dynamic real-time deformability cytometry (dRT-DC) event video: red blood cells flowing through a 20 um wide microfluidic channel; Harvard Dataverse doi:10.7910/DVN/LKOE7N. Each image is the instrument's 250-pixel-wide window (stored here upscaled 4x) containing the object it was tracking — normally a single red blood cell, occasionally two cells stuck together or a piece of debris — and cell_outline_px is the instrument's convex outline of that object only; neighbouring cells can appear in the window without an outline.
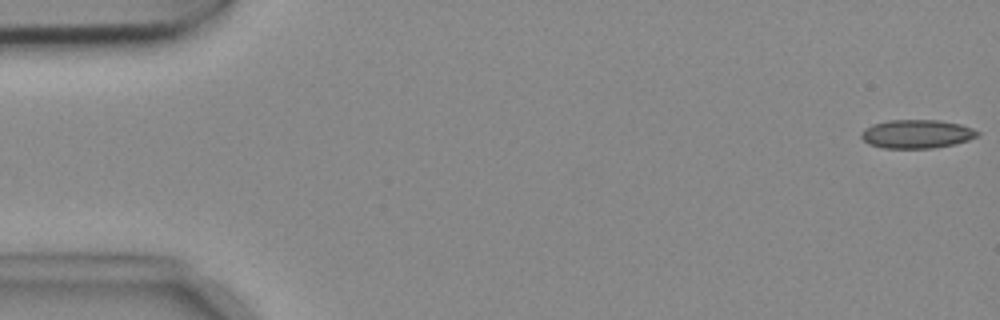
{"species": "common noctule bat (a hibernating species)", "species_latin": "Nyctalus noctula", "temperature_condition": "cold", "stored_images_in_passage": 54, "camera_frame_rate_fps": 3000, "um_per_image_px": 0.085, "animal": {"sex": "female", "body_mass_g": 18.4}, "frame": {"image": 1, "passage_image": 1, "time_ms": 0.0, "image_size_px": [1000, 320], "cell_outline_px": [[980, 136], [956, 144], [932, 148], [880, 148], [868, 144], [860, 136], [860, 132], [864, 128], [872, 124], [888, 120], [940, 120], [960, 124], [972, 128], [980, 132]], "centroid_in_image_um": [77.91, 11.39], "position_along_channel_um": 7.1, "area_um2": 19.65}}
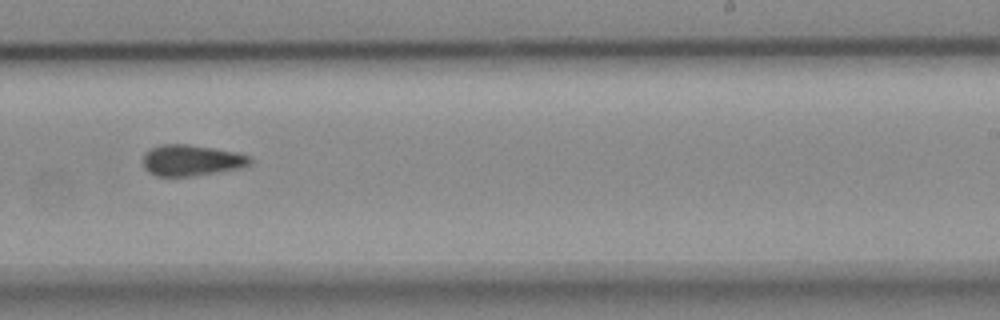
{"frame": {"image": 2, "passage_image": 33, "time_ms": 10.667, "image_size_px": [1000, 320], "cell_outline_px": [[252, 160], [248, 168], [196, 176], [156, 176], [148, 172], [144, 168], [144, 156], [152, 148], [164, 144], [184, 144], [212, 148], [252, 156]], "centroid_in_image_um": [16.35, 13.66], "position_along_channel_um": 272.7, "area_um2": 19.48}}
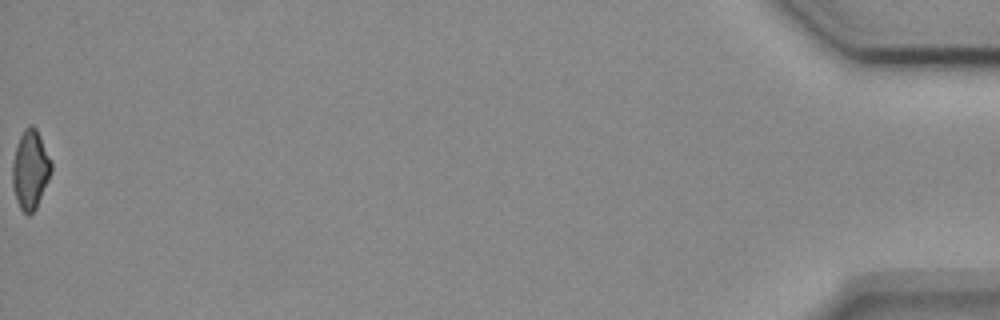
{"frame": {"image": 3, "passage_image": 54, "time_ms": 17.667, "image_size_px": [1000, 320], "cell_outline_px": [[52, 168], [48, 180], [36, 208], [28, 216], [20, 208], [16, 200], [12, 184], [12, 164], [16, 144], [24, 128], [28, 124], [32, 124], [36, 128], [40, 136], [52, 164]], "centroid_in_image_um": [2.56, 14.4], "position_along_channel_um": 432.6, "area_um2": 17.8}, "authors_computed_cell_mechanics": {"area_um2": 19.2763, "velocity_mm_per_s": 3.7431, "shape_relaxation_time_tau1_ms": null, "shape_relaxation_time_tau2_ms": 6.519, "deformation_change_tau1": null, "deformation_change_tau2": 0.1407}}